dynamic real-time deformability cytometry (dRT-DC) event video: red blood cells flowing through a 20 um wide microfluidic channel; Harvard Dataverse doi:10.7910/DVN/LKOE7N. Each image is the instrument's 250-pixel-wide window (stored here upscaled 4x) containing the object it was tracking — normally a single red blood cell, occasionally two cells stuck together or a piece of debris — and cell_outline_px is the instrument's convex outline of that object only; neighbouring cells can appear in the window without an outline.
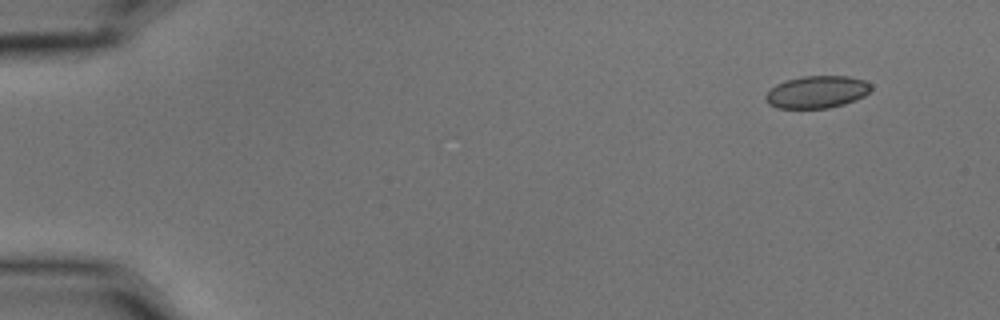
{"species": "common noctule bat (a hibernating species)", "species_latin": "Nyctalus noctula", "temperature_condition": "cold", "stored_images_in_passage": 9, "camera_frame_rate_fps": 3000, "um_per_image_px": 0.085, "animal": {"sex": "male", "body_mass_g": 15.6}, "frame": {"image": 1, "passage_image": 1, "time_ms": 0.0, "image_size_px": [1000, 320], "cell_outline_px": [[872, 88], [864, 96], [856, 100], [844, 104], [828, 108], [776, 108], [768, 104], [764, 96], [776, 84], [800, 76], [848, 76], [864, 80], [872, 84]], "centroid_in_image_um": [69.45, 7.82], "position_along_channel_um": 15.6, "area_um2": 19.88}}
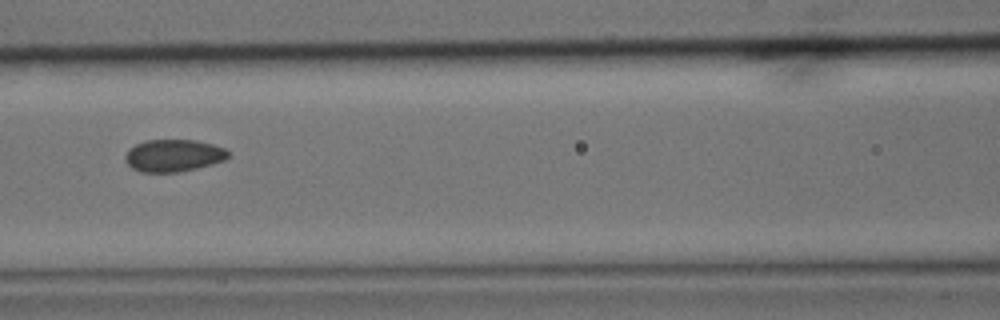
{"frame": {"image": 2, "passage_image": 7, "time_ms": 2.0, "image_size_px": [1000, 320], "cell_outline_px": [[228, 156], [224, 160], [212, 164], [180, 172], [140, 172], [132, 168], [124, 160], [124, 156], [136, 144], [144, 140], [196, 140], [212, 144], [224, 148], [228, 152]], "centroid_in_image_um": [14.73, 13.22], "position_along_channel_um": 151.9, "area_um2": 19.25}}
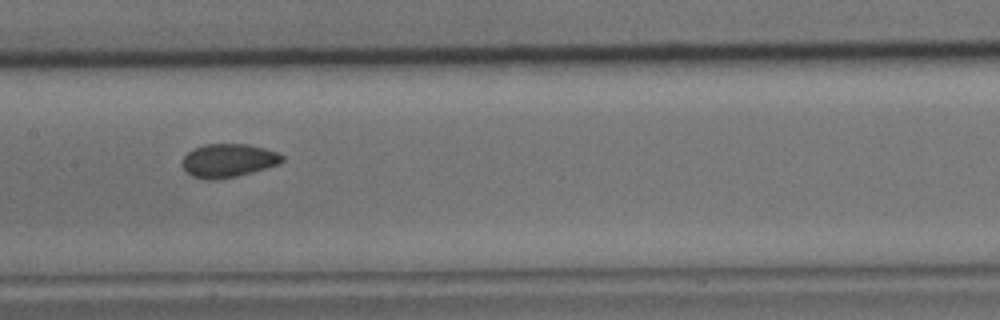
{"frame": {"image": 3, "passage_image": 8, "time_ms": 2.333, "image_size_px": [1000, 320], "cell_outline_px": [[284, 160], [280, 164], [252, 172], [236, 176], [216, 180], [208, 180], [192, 176], [184, 168], [184, 156], [192, 148], [204, 144], [248, 144], [264, 148], [276, 152], [284, 156]], "centroid_in_image_um": [19.43, 13.64], "position_along_channel_um": 188.0, "area_um2": 19.42}}